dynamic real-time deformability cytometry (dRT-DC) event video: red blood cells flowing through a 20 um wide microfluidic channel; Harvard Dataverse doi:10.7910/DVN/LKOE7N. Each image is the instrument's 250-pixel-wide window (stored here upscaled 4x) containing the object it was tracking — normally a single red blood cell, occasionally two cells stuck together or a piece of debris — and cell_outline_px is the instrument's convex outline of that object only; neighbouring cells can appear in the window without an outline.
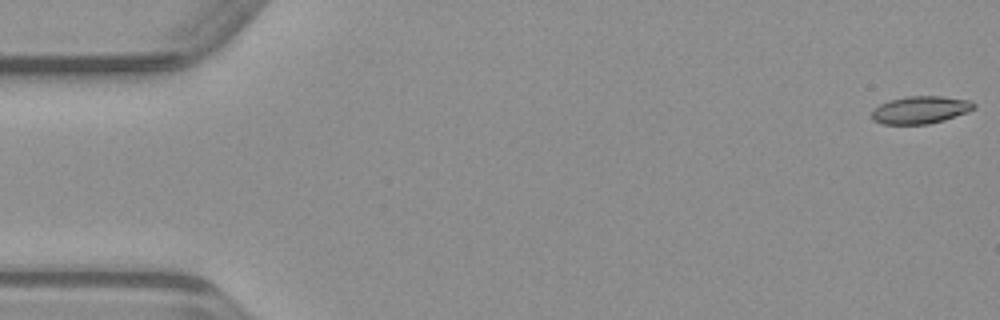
{"species": "common noctule bat (a hibernating species)", "species_latin": "Nyctalus noctula", "temperature_condition": "warm", "stored_images_in_passage": 49, "camera_frame_rate_fps": 3000, "um_per_image_px": 0.085, "animal": {"sex": "male", "body_mass_g": 23.1, "forearm_length_mm": 52.7}, "frame": {"image": 1, "passage_image": 1, "time_ms": 0.0, "image_size_px": [1000, 320], "cell_outline_px": [[976, 108], [968, 112], [944, 120], [928, 124], [884, 124], [872, 120], [872, 112], [880, 104], [888, 100], [904, 96], [940, 96], [972, 100], [976, 104]], "centroid_in_image_um": [78.27, 9.33], "position_along_channel_um": 6.7, "area_um2": 16.53}}
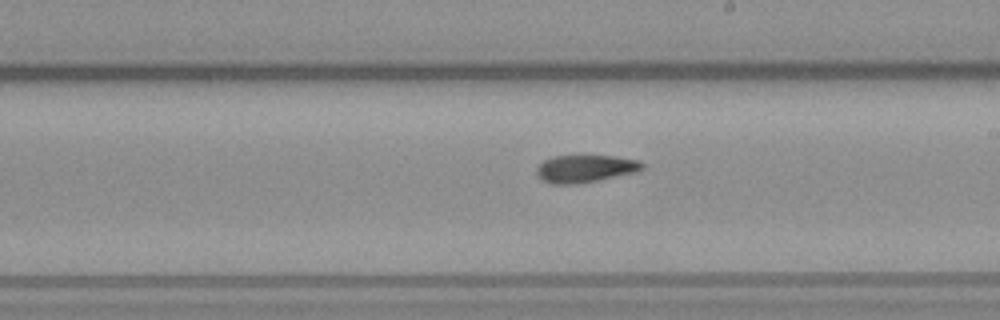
{"frame": {"image": 2, "passage_image": 28, "time_ms": 9.0, "image_size_px": [1000, 320], "cell_outline_px": [[644, 168], [636, 172], [596, 180], [572, 184], [552, 184], [536, 176], [536, 168], [544, 160], [552, 156], [616, 156], [640, 160], [644, 164]], "centroid_in_image_um": [49.74, 14.32], "position_along_channel_um": 239.3, "area_um2": 16.82}}
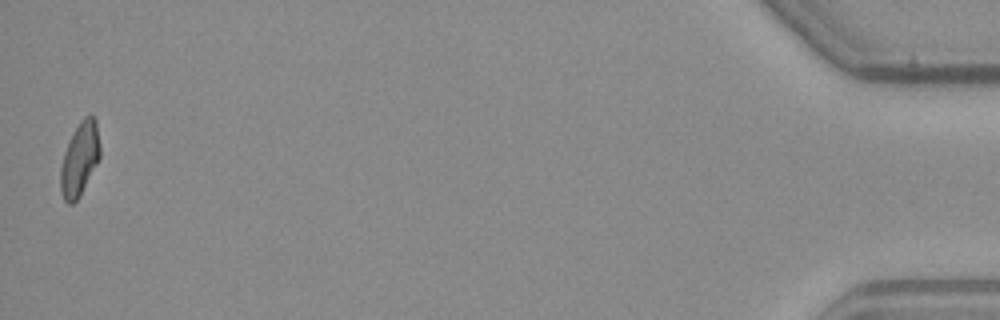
{"frame": {"image": 3, "passage_image": 49, "time_ms": 16.0, "image_size_px": [1000, 320], "cell_outline_px": [[100, 156], [80, 196], [72, 204], [68, 204], [64, 200], [60, 188], [60, 168], [64, 152], [80, 120], [84, 116], [92, 116], [96, 120], [100, 148]], "centroid_in_image_um": [6.76, 13.54], "position_along_channel_um": 428.4, "area_um2": 16.59}}